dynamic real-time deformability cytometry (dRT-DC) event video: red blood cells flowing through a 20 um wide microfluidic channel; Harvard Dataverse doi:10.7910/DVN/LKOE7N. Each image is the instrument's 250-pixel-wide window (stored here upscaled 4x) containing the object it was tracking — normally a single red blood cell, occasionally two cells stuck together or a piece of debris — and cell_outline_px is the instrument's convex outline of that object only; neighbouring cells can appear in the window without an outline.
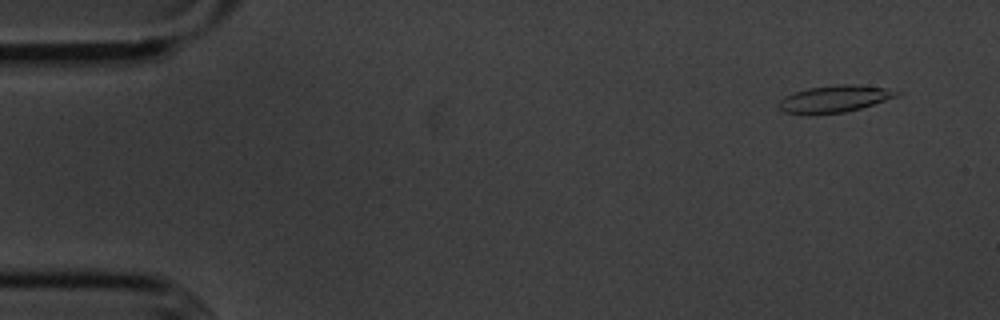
{"species": "common noctule bat (a hibernating species)", "species_latin": "Nyctalus noctula", "temperature_condition": "cold", "stored_images_in_passage": 5, "camera_frame_rate_fps": 3000, "um_per_image_px": 0.085, "animal": {"sex": "male", "body_mass_g": 20.1, "forearm_length_mm": 53.5}, "frame": {"image": 1, "passage_image": 2, "time_ms": 1.0, "image_size_px": [1000, 320], "cell_outline_px": [[904, 92], [900, 96], [860, 108], [844, 112], [808, 116], [784, 112], [776, 104], [784, 96], [808, 88], [836, 84], [856, 84], [888, 88]], "centroid_in_image_um": [70.95, 8.41], "position_along_channel_um": 14.1, "area_um2": 19.02}}